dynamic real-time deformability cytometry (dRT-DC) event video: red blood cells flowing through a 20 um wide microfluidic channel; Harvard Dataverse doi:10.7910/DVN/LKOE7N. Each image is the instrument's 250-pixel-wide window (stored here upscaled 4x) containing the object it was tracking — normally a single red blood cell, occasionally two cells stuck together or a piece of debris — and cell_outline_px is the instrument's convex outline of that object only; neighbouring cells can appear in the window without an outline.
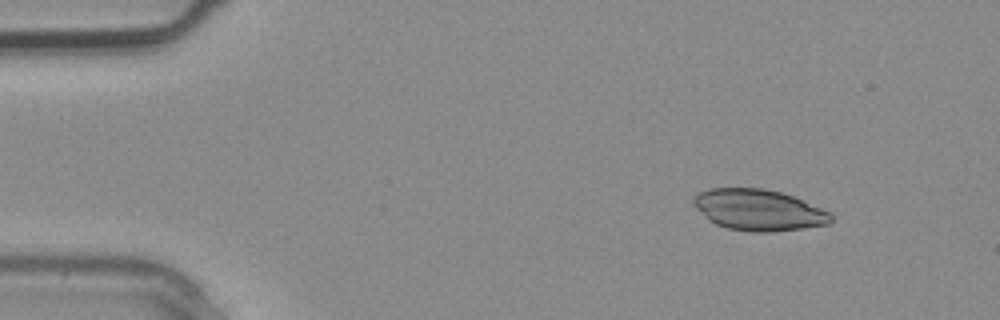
{"species": "common noctule bat (a hibernating species)", "species_latin": "Nyctalus noctula", "temperature_condition": "warm", "stored_images_in_passage": 2, "camera_frame_rate_fps": 3000, "um_per_image_px": 0.085, "animal": {"sex": "male", "body_mass_g": 20.4}, "frame": {"image": 1, "passage_image": 1, "time_ms": 0.0, "image_size_px": [1000, 320], "cell_outline_px": [[836, 216], [828, 224], [804, 228], [772, 232], [752, 232], [728, 228], [716, 224], [708, 220], [692, 204], [692, 196], [708, 188], [764, 188], [780, 192], [792, 196], [820, 208]], "centroid_in_image_um": [64.45, 17.85], "position_along_channel_um": 20.6, "area_um2": 33.0}}